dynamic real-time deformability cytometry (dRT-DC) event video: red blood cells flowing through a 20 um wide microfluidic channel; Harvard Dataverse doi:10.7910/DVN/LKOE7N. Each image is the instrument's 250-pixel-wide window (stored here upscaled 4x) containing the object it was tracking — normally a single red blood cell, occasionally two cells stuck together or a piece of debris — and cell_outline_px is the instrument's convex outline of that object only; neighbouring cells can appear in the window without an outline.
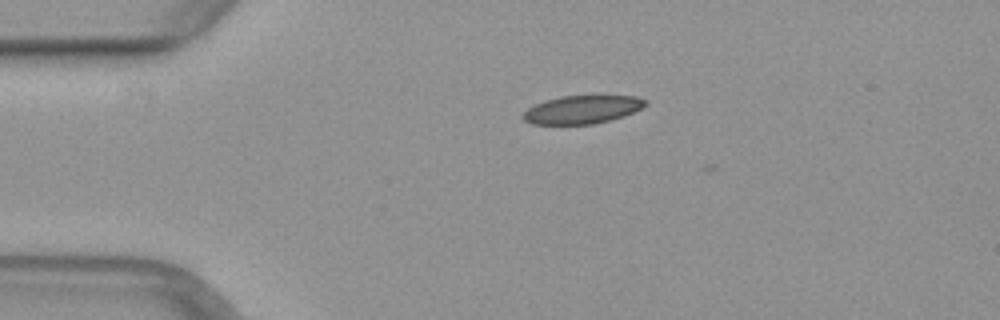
{"species": "common noctule bat (a hibernating species)", "species_latin": "Nyctalus noctula", "temperature_condition": "warm", "stored_images_in_passage": 3, "camera_frame_rate_fps": 3000, "um_per_image_px": 0.085, "animal": {"sex": "female", "body_mass_g": 29.2, "forearm_length_mm": 56.3}, "frame": {"image": 1, "passage_image": 2, "time_ms": 0.333, "image_size_px": [1000, 320], "cell_outline_px": [[648, 104], [624, 116], [592, 124], [532, 124], [524, 120], [520, 116], [528, 108], [544, 100], [560, 96], [636, 96], [648, 100]], "centroid_in_image_um": [49.47, 9.31], "position_along_channel_um": 35.5, "area_um2": 20.0}}